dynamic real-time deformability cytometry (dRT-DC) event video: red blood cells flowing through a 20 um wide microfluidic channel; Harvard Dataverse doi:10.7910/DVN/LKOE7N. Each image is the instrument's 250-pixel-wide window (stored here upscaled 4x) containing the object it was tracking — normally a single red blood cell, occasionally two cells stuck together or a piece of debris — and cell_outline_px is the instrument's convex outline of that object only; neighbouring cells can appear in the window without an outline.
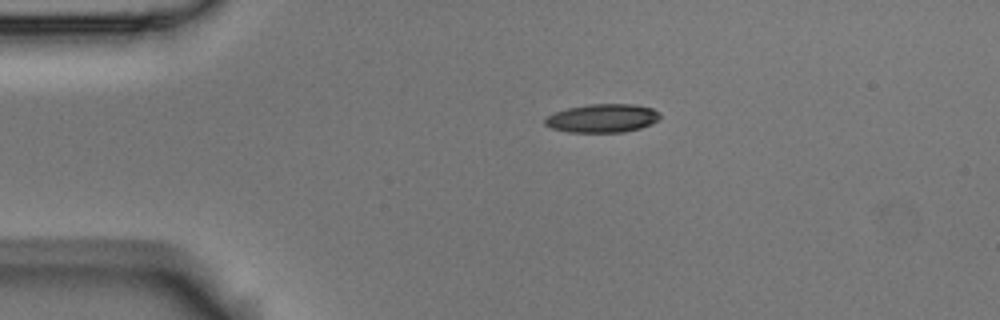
{"species": "Egyptian fruit bat (a non-hibernating species)", "species_latin": "Rousettus aegyptiacus", "temperature_condition": "room temperature", "stored_images_in_passage": 3, "camera_frame_rate_fps": 3000, "um_per_image_px": 0.085, "animal": {"sex": "male"}, "frame": {"image": 1, "passage_image": 1, "time_ms": 0.0, "image_size_px": [1000, 320], "cell_outline_px": [[660, 120], [652, 124], [640, 128], [624, 132], [568, 132], [552, 128], [544, 124], [544, 120], [548, 116], [556, 112], [568, 108], [588, 104], [632, 104], [652, 108], [660, 112]], "centroid_in_image_um": [51.24, 10.05], "position_along_channel_um": 33.8, "area_um2": 19.13}}
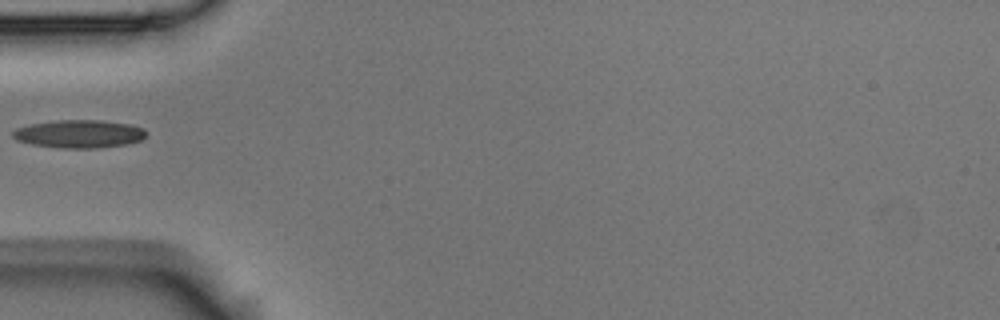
{"frame": {"image": 2, "passage_image": 3, "time_ms": 0.667, "image_size_px": [1000, 320], "cell_outline_px": [[148, 132], [140, 140], [124, 144], [96, 148], [60, 148], [32, 144], [16, 140], [12, 136], [12, 132], [16, 128], [32, 124], [56, 120], [100, 120], [128, 124], [144, 128]], "centroid_in_image_um": [6.71, 11.38], "position_along_channel_um": 78.3, "area_um2": 21.62}}